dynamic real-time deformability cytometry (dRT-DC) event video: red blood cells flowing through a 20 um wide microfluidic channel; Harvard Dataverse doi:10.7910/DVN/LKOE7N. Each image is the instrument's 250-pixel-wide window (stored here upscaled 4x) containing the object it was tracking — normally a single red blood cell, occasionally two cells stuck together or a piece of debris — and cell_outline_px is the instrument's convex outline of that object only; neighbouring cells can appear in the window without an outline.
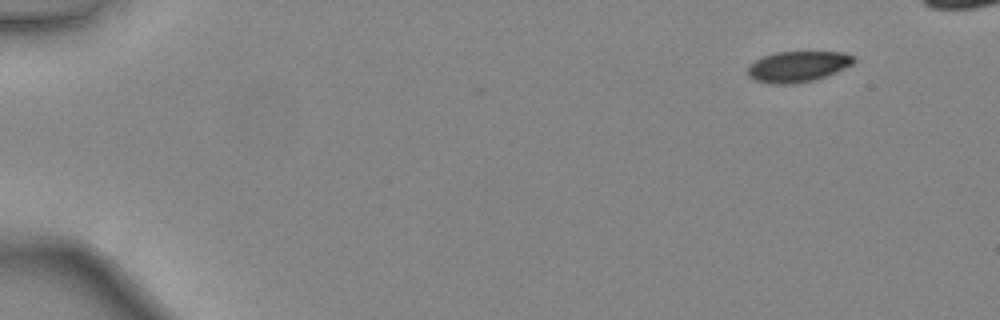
{"species": "common noctule bat (a hibernating species)", "species_latin": "Nyctalus noctula", "temperature_condition": "warm", "stored_images_in_passage": 41, "camera_frame_rate_fps": 3000, "um_per_image_px": 0.085, "animal": {"sex": "female", "body_mass_g": 24.6, "forearm_length_mm": 56.2}, "frame": {"image": 1, "passage_image": 1, "time_ms": 0.0, "image_size_px": [1000, 320], "cell_outline_px": [[856, 60], [852, 64], [836, 72], [816, 80], [792, 84], [768, 84], [756, 80], [748, 76], [748, 64], [764, 56], [776, 52], [844, 52], [852, 56]], "centroid_in_image_um": [67.8, 5.66], "position_along_channel_um": 17.2, "area_um2": 19.07}}
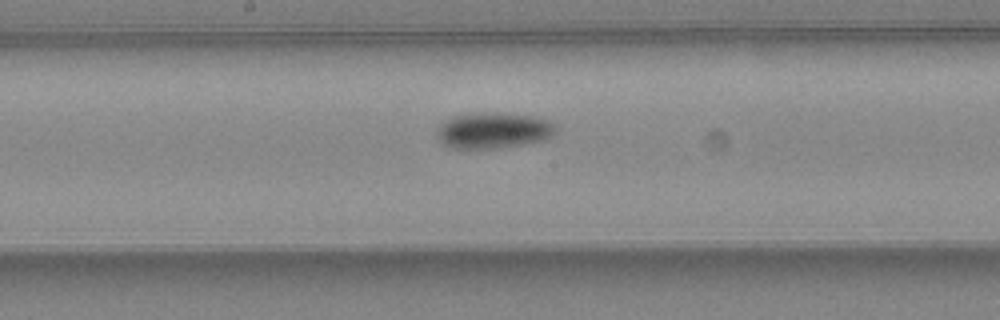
{"frame": {"image": 2, "passage_image": 23, "time_ms": 7.333, "image_size_px": [1000, 320], "cell_outline_px": [[556, 132], [540, 140], [500, 148], [448, 148], [436, 140], [436, 128], [440, 124], [456, 116], [536, 116], [548, 120], [556, 128]], "centroid_in_image_um": [41.86, 11.16], "position_along_channel_um": 206.3, "area_um2": 23.47}}
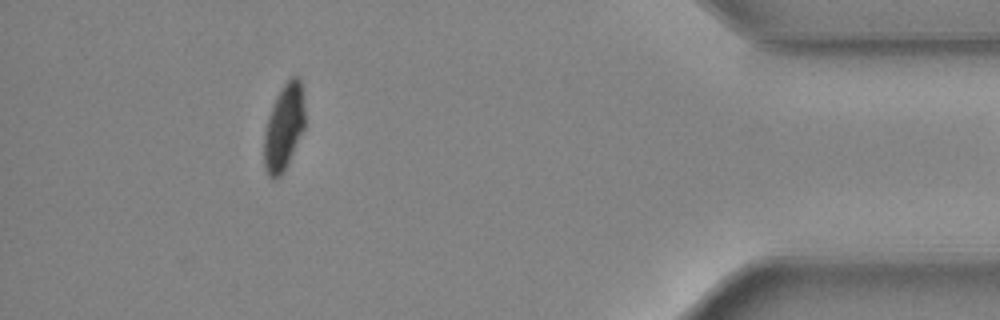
{"frame": {"image": 3, "passage_image": 40, "time_ms": 13.0, "image_size_px": [1000, 320], "cell_outline_px": [[304, 128], [288, 164], [280, 176], [276, 180], [272, 180], [268, 176], [264, 164], [264, 132], [268, 116], [276, 96], [280, 88], [292, 76], [296, 76], [300, 80], [304, 108]], "centroid_in_image_um": [24.11, 10.85], "position_along_channel_um": 411.1, "area_um2": 20.46}}